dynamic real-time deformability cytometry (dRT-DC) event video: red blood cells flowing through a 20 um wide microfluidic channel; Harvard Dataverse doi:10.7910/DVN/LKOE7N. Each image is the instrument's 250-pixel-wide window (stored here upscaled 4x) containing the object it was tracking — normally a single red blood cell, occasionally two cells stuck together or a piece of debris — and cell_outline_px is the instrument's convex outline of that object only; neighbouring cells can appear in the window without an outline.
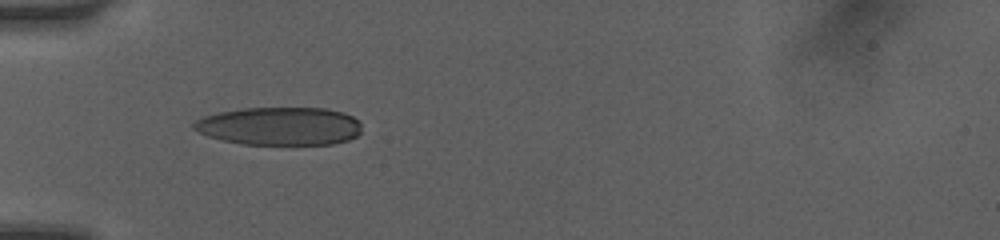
{"species": "human", "species_latin": "Homo sapiens", "temperature_condition": "room temperature", "stored_images_in_passage": 6, "camera_frame_rate_fps": 3000, "um_per_image_px": 0.085, "donor": {"sex": "female"}, "frame": {"image": 1, "passage_image": 3, "time_ms": 1.667, "image_size_px": [1000, 240], "cell_outline_px": [[360, 132], [356, 136], [348, 140], [332, 144], [240, 144], [208, 136], [192, 128], [192, 124], [196, 120], [204, 116], [220, 112], [240, 108], [328, 108], [344, 112], [360, 120]], "centroid_in_image_um": [23.79, 10.71], "position_along_channel_um": 61.2, "area_um2": 37.4}}
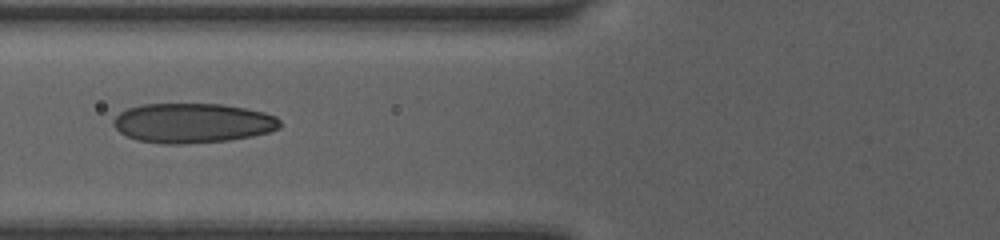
{"frame": {"image": 2, "passage_image": 4, "time_ms": 3.0, "image_size_px": [1000, 240], "cell_outline_px": [[280, 128], [268, 132], [252, 136], [228, 140], [184, 144], [164, 144], [136, 140], [120, 132], [112, 124], [112, 120], [120, 112], [128, 108], [140, 104], [220, 104], [244, 108], [264, 112], [276, 116], [280, 120]], "centroid_in_image_um": [16.35, 10.46], "position_along_channel_um": 109.4, "area_um2": 38.55}}
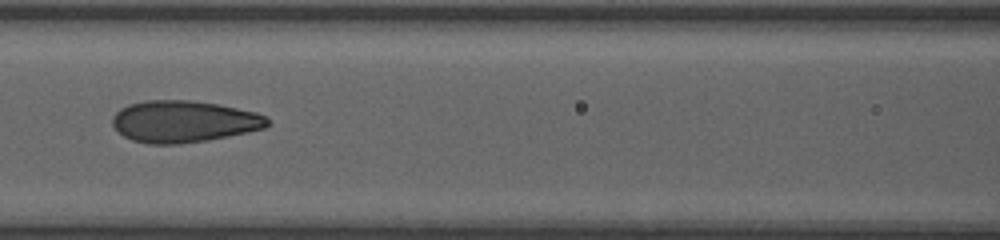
{"frame": {"image": 3, "passage_image": 5, "time_ms": 4.0, "image_size_px": [1000, 240], "cell_outline_px": [[272, 124], [264, 128], [248, 132], [208, 140], [180, 144], [148, 144], [132, 140], [124, 136], [112, 124], [112, 116], [120, 108], [128, 104], [144, 100], [192, 100], [216, 104], [256, 112], [268, 116], [272, 120]], "centroid_in_image_um": [15.65, 10.32], "position_along_channel_um": 151.0, "area_um2": 38.03}}